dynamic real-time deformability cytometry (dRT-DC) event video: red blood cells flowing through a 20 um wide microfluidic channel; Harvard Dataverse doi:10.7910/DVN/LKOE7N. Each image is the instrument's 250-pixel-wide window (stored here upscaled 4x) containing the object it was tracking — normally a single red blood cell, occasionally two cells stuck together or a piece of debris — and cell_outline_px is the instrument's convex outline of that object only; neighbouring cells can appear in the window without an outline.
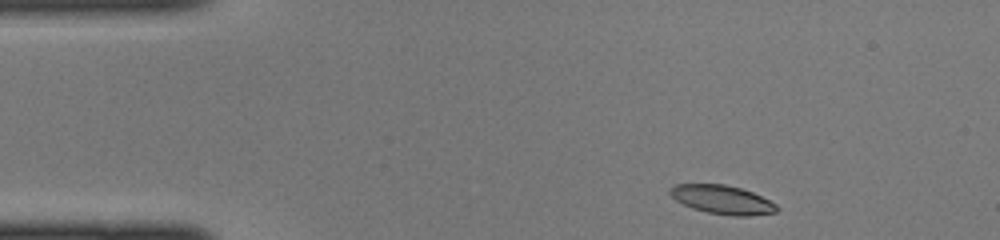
{"species": "common noctule bat (a hibernating species)", "species_latin": "Nyctalus noctula", "temperature_condition": "cold", "stored_images_in_passage": 39, "camera_frame_rate_fps": 3000, "um_per_image_px": 0.085, "animal": {"sex": "female", "body_mass_g": 22.0, "forearm_length_mm": 56.7}, "frame": {"image": 1, "passage_image": 1, "time_ms": 0.0, "image_size_px": [1000, 240], "cell_outline_px": [[780, 208], [776, 212], [748, 216], [732, 216], [708, 212], [692, 208], [676, 200], [668, 192], [668, 188], [672, 184], [724, 184], [740, 188], [752, 192], [776, 204]], "centroid_in_image_um": [61.37, 16.96], "position_along_channel_um": 23.6, "area_um2": 17.86}}
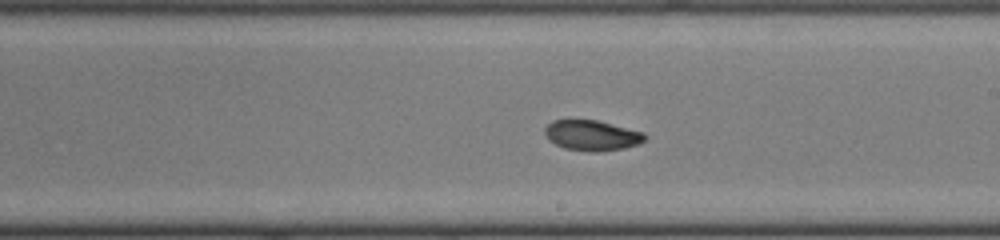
{"frame": {"image": 2, "passage_image": 20, "time_ms": 6.333, "image_size_px": [1000, 240], "cell_outline_px": [[648, 136], [644, 140], [636, 144], [624, 148], [596, 152], [592, 152], [564, 148], [548, 140], [544, 132], [544, 128], [552, 120], [596, 120], [644, 132]], "centroid_in_image_um": [50.29, 11.51], "position_along_channel_um": 238.7, "area_um2": 17.63}}
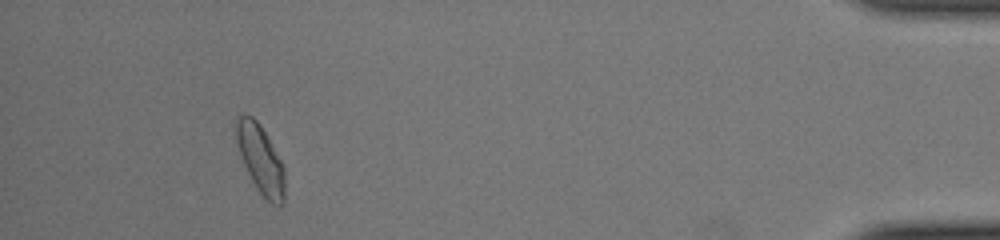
{"frame": {"image": 3, "passage_image": 36, "time_ms": 11.667, "image_size_px": [1000, 240], "cell_outline_px": [[284, 204], [272, 204], [256, 188], [240, 156], [232, 124], [236, 116], [252, 116], [256, 120], [264, 132], [280, 160], [284, 168]], "centroid_in_image_um": [22.09, 13.5], "position_along_channel_um": 413.1, "area_um2": 19.13}}